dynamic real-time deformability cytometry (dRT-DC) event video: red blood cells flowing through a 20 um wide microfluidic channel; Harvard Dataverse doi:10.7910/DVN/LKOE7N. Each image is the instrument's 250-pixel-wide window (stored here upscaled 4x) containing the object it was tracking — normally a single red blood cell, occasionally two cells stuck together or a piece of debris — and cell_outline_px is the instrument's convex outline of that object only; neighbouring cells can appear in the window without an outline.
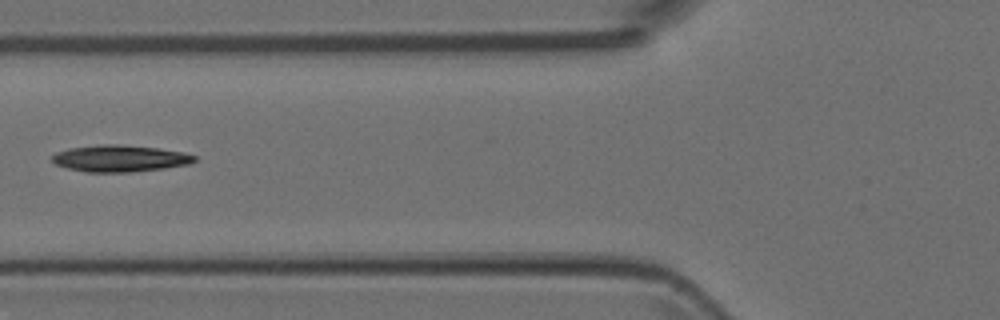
{"species": "Egyptian fruit bat (a non-hibernating species)", "species_latin": "Rousettus aegyptiacus", "temperature_condition": "room temperature", "stored_images_in_passage": 6, "camera_frame_rate_fps": 3000, "um_per_image_px": 0.085, "animal": {"sex": "female"}, "frame": {"image": 1, "passage_image": 4, "time_ms": 1.0, "image_size_px": [1000, 320], "cell_outline_px": [[196, 160], [188, 164], [164, 168], [132, 172], [84, 172], [68, 168], [56, 164], [52, 160], [52, 156], [56, 152], [68, 148], [104, 144], [116, 144], [156, 148], [184, 152], [196, 156]], "centroid_in_image_um": [10.18, 13.47], "position_along_channel_um": 115.6, "area_um2": 22.02}}
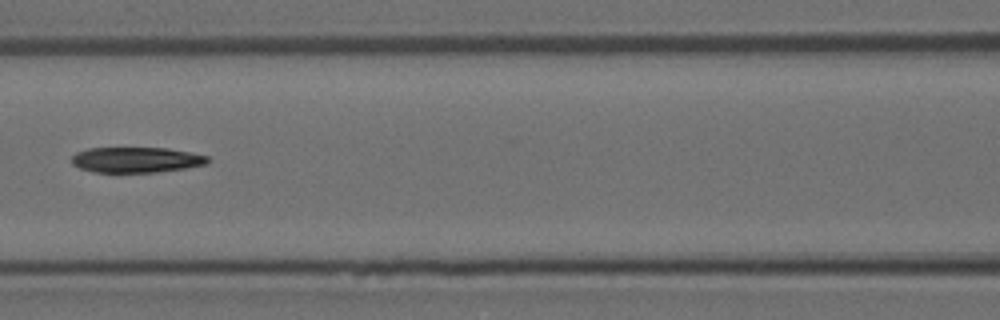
{"frame": {"image": 2, "passage_image": 5, "time_ms": 1.333, "image_size_px": [1000, 320], "cell_outline_px": [[208, 164], [184, 168], [156, 172], [92, 172], [80, 168], [72, 164], [72, 156], [76, 152], [88, 148], [168, 148], [192, 152], [208, 156]], "centroid_in_image_um": [11.58, 13.58], "position_along_channel_um": 155.0, "area_um2": 20.23}}
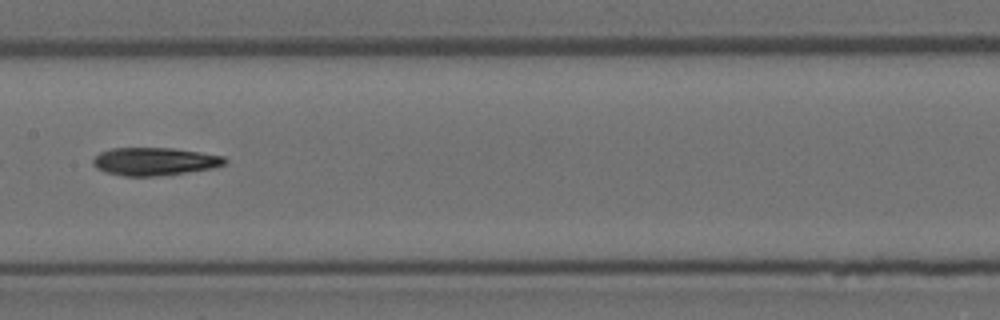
{"frame": {"image": 3, "passage_image": 6, "time_ms": 1.667, "image_size_px": [1000, 320], "cell_outline_px": [[228, 160], [224, 164], [212, 168], [156, 176], [124, 176], [104, 172], [96, 168], [92, 164], [92, 160], [100, 152], [112, 148], [172, 148], [200, 152], [224, 156]], "centroid_in_image_um": [13.1, 13.72], "position_along_channel_um": 194.3, "area_um2": 21.33}}